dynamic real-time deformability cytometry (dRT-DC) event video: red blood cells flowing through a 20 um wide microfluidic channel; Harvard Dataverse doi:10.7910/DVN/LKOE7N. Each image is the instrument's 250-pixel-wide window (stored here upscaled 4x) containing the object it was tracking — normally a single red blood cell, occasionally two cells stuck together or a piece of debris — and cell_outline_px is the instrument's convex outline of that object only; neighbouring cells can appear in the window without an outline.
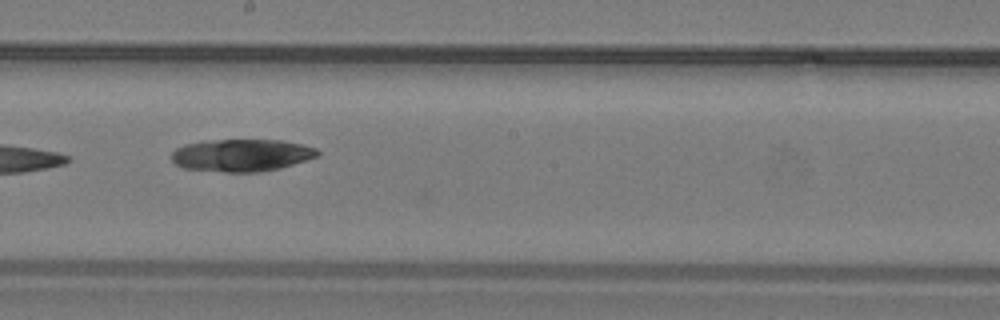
{"species": "common noctule bat (a hibernating species)", "species_latin": "Nyctalus noctula", "temperature_condition": "warm", "stored_images_in_passage": 11, "camera_frame_rate_fps": 3000, "um_per_image_px": 0.085, "animal": {"sex": "male", "body_mass_g": 19.2, "forearm_length_mm": 51.8}, "frame": {"image": 1, "passage_image": 8, "time_ms": 2.333, "image_size_px": [1000, 320], "cell_outline_px": [[320, 156], [280, 168], [260, 172], [224, 172], [184, 168], [176, 164], [172, 160], [172, 152], [176, 148], [184, 144], [204, 140], [280, 140], [300, 144], [316, 148], [320, 152]], "centroid_in_image_um": [20.54, 13.19], "position_along_channel_um": 227.7, "area_um2": 27.63}}